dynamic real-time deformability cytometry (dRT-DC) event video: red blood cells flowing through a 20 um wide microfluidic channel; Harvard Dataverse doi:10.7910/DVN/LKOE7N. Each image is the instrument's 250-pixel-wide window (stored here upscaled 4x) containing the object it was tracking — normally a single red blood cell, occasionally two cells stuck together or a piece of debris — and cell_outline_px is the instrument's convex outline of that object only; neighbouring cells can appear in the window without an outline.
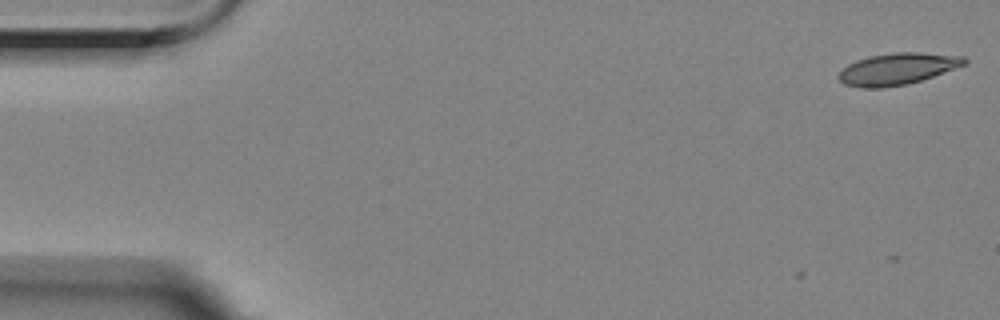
{"species": "Egyptian fruit bat (a non-hibernating species)", "species_latin": "Rousettus aegyptiacus", "temperature_condition": "room temperature", "stored_images_in_passage": 7, "camera_frame_rate_fps": 3000, "um_per_image_px": 0.085, "animal": {"sex": "female"}, "frame": {"image": 1, "passage_image": 1, "time_ms": 0.0, "image_size_px": [1000, 320], "cell_outline_px": [[968, 64], [908, 84], [884, 88], [860, 88], [844, 84], [836, 76], [848, 64], [856, 60], [868, 56], [892, 52], [920, 52], [964, 56], [968, 60]], "centroid_in_image_um": [76.28, 5.85], "position_along_channel_um": 8.7, "area_um2": 23.41}}